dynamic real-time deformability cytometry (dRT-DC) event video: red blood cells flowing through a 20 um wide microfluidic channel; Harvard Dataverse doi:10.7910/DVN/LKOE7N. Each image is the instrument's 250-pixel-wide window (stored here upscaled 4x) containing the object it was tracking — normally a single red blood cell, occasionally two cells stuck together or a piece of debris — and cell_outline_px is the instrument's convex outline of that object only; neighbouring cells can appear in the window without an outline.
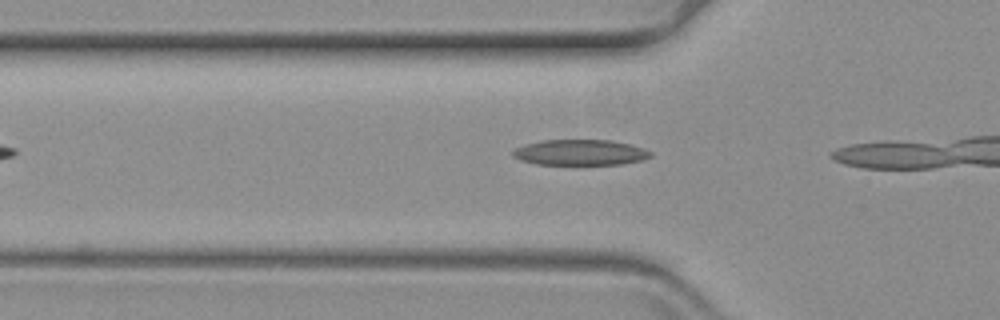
{"species": "common noctule bat (a hibernating species)", "species_latin": "Nyctalus noctula", "temperature_condition": "warm", "stored_images_in_passage": 5, "camera_frame_rate_fps": 3000, "um_per_image_px": 0.085, "animal": {"sex": "female", "body_mass_g": 19.3, "forearm_length_mm": 54.1}, "frame": {"image": 1, "passage_image": 3, "time_ms": 0.667, "image_size_px": [1000, 320], "cell_outline_px": [[652, 156], [640, 160], [620, 164], [536, 164], [520, 160], [512, 156], [512, 152], [516, 148], [540, 140], [612, 140], [644, 148], [652, 152]], "centroid_in_image_um": [49.31, 12.95], "position_along_channel_um": 76.5, "area_um2": 20.4}}